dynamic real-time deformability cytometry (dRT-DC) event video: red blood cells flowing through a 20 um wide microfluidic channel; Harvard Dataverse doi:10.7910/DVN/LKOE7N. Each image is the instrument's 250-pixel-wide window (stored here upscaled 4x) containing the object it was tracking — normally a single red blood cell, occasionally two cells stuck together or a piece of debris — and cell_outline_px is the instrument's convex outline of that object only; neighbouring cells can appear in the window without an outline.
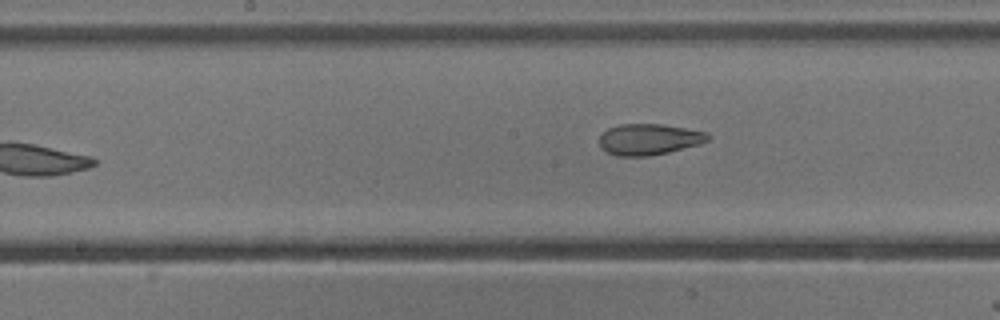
{"species": "common noctule bat (a hibernating species)", "species_latin": "Nyctalus noctula", "temperature_condition": "cold", "stored_images_in_passage": 7, "camera_frame_rate_fps": 3000, "um_per_image_px": 0.085, "animal": {"sex": "male", "body_mass_g": 13.3}, "frame": {"image": 1, "passage_image": 7, "time_ms": 2.0, "image_size_px": [1000, 320], "cell_outline_px": [[712, 136], [708, 140], [700, 144], [668, 152], [648, 156], [616, 156], [608, 152], [600, 144], [600, 136], [608, 128], [620, 124], [660, 124], [708, 132]], "centroid_in_image_um": [55.2, 11.84], "position_along_channel_um": 193.0, "area_um2": 19.54}}